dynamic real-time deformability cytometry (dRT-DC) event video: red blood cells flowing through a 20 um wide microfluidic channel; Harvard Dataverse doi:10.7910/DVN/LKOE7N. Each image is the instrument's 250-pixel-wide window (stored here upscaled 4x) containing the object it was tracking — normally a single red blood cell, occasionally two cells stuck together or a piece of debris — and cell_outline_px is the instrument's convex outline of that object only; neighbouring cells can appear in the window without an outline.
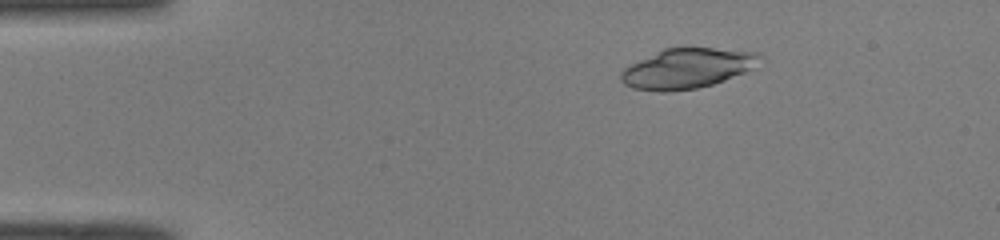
{"species": "common noctule bat (a hibernating species)", "species_latin": "Nyctalus noctula", "temperature_condition": "room temperature", "stored_images_in_passage": 49, "camera_frame_rate_fps": 3000, "um_per_image_px": 0.085, "animal": {"sex": "male", "body_mass_g": 19.0, "forearm_length_mm": 50.8}, "frame": {"image": 1, "passage_image": 8, "time_ms": 2.333, "image_size_px": [1000, 240], "cell_outline_px": [[756, 56], [752, 68], [744, 72], [724, 80], [712, 84], [696, 88], [668, 92], [660, 92], [632, 88], [624, 84], [620, 80], [620, 72], [624, 68], [664, 48], [712, 48], [756, 52]], "centroid_in_image_um": [58.3, 5.83], "position_along_channel_um": 26.7, "area_um2": 31.62}}